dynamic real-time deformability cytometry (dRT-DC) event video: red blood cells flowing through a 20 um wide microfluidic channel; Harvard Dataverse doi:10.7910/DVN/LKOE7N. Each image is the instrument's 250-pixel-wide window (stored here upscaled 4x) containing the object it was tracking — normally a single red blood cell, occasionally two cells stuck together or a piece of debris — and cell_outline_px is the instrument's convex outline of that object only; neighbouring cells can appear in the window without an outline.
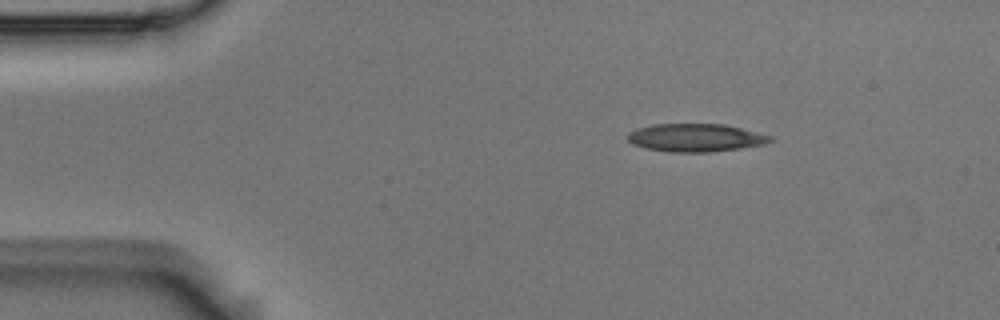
{"species": "Egyptian fruit bat (a non-hibernating species)", "species_latin": "Rousettus aegyptiacus", "temperature_condition": "room temperature", "stored_images_in_passage": 3, "camera_frame_rate_fps": 3000, "um_per_image_px": 0.085, "animal": {"sex": "male"}, "frame": {"image": 1, "passage_image": 1, "time_ms": 0.0, "image_size_px": [1000, 320], "cell_outline_px": [[776, 140], [764, 144], [740, 148], [708, 152], [668, 152], [644, 148], [632, 144], [624, 136], [628, 132], [636, 128], [652, 124], [724, 124], [776, 136]], "centroid_in_image_um": [59.13, 11.7], "position_along_channel_um": 25.9, "area_um2": 23.7}}